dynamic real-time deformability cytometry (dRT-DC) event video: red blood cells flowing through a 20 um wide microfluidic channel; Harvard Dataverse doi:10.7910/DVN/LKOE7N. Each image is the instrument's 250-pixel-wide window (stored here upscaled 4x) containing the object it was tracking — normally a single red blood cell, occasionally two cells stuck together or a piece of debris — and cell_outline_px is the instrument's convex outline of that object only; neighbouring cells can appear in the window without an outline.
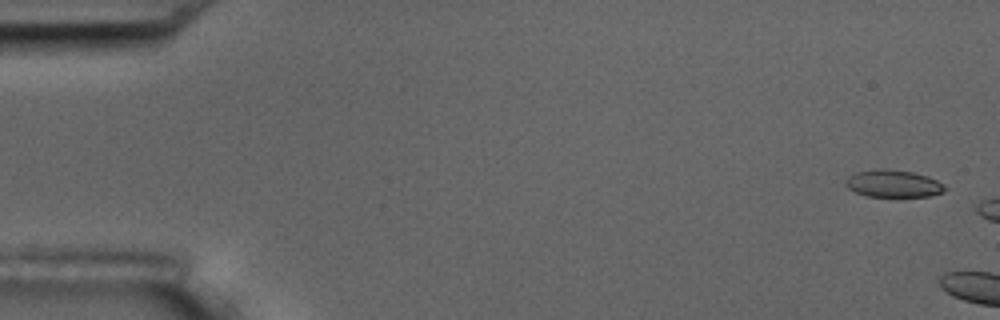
{"species": "common noctule bat (a hibernating species)", "species_latin": "Nyctalus noctula", "temperature_condition": "room temperature", "stored_images_in_passage": 2, "camera_frame_rate_fps": 3000, "um_per_image_px": 0.085, "animal": {"sex": "male", "body_mass_g": 17.5, "forearm_length_mm": 52.3}, "frame": {"image": 1, "passage_image": 1, "time_ms": 0.0, "image_size_px": [1000, 320], "cell_outline_px": [[948, 188], [944, 192], [928, 196], [896, 200], [868, 196], [856, 192], [848, 188], [844, 184], [844, 180], [848, 176], [856, 172], [876, 168], [884, 168], [912, 172], [928, 176], [944, 184]], "centroid_in_image_um": [75.93, 15.65], "position_along_channel_um": 9.1, "area_um2": 16.76}}